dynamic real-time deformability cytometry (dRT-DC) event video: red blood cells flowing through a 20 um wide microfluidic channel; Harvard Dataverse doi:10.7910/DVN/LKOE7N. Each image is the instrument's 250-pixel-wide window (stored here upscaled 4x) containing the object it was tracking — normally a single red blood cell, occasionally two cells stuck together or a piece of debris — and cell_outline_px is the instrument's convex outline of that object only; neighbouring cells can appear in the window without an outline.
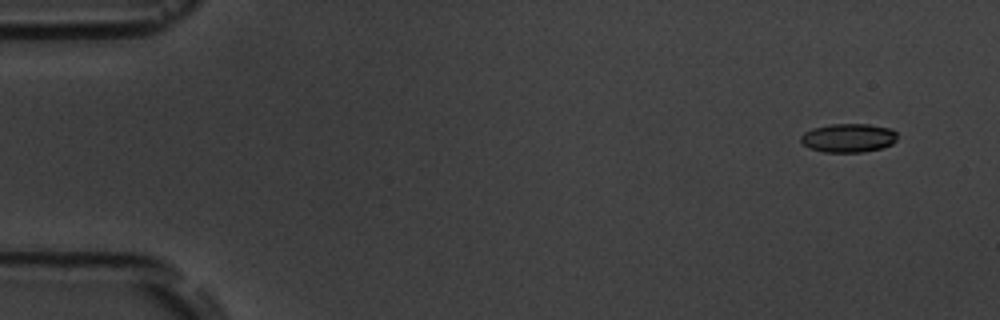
{"species": "common noctule bat (a hibernating species)", "species_latin": "Nyctalus noctula", "temperature_condition": "room temperature", "stored_images_in_passage": 3, "camera_frame_rate_fps": 3000, "um_per_image_px": 0.085, "animal": {"sex": "male", "body_mass_g": 19.5, "forearm_length_mm": 54.6}, "frame": {"image": 1, "passage_image": 1, "time_ms": 0.0, "image_size_px": [1000, 320], "cell_outline_px": [[896, 140], [892, 144], [880, 148], [860, 152], [824, 152], [808, 148], [800, 140], [800, 136], [804, 132], [812, 128], [832, 124], [868, 124], [892, 128], [896, 132]], "centroid_in_image_um": [72.1, 11.71], "position_along_channel_um": 12.9, "area_um2": 16.18}}